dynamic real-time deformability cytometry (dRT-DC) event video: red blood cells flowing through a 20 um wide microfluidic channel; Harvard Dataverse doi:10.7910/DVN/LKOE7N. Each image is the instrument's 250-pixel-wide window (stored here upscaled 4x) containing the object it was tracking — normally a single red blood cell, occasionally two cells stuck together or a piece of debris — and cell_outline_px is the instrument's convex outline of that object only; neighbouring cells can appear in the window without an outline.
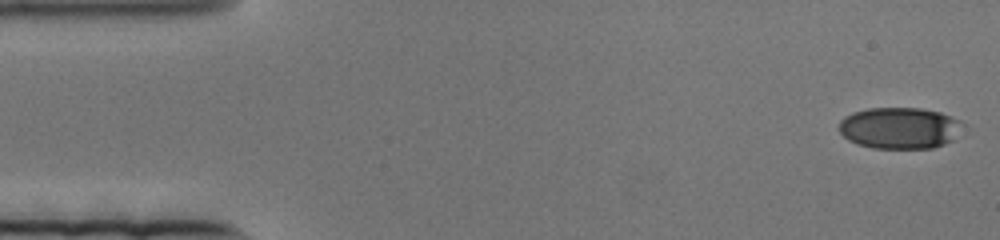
{"species": "human", "species_latin": "Homo sapiens", "temperature_condition": "cold", "stored_images_in_passage": 81, "camera_frame_rate_fps": 3000, "um_per_image_px": 0.085, "donor": {"sex": "female"}, "frame": {"image": 1, "passage_image": 1, "time_ms": 0.0, "image_size_px": [1000, 240], "cell_outline_px": [[960, 120], [956, 140], [932, 148], [872, 148], [856, 144], [848, 140], [836, 128], [840, 120], [844, 116], [852, 112], [868, 108], [920, 108], [940, 112], [952, 116]], "centroid_in_image_um": [76.41, 10.88], "position_along_channel_um": 8.6, "area_um2": 30.11}}
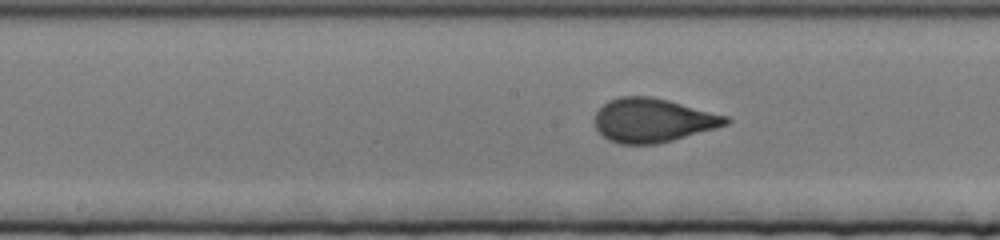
{"frame": {"image": 2, "passage_image": 39, "time_ms": 12.667, "image_size_px": [1000, 240], "cell_outline_px": [[732, 120], [728, 124], [716, 128], [672, 140], [656, 144], [620, 144], [608, 140], [596, 128], [596, 112], [608, 100], [620, 96], [652, 96], [668, 100], [728, 116]], "centroid_in_image_um": [55.5, 10.22], "position_along_channel_um": 192.7, "area_um2": 33.41}}
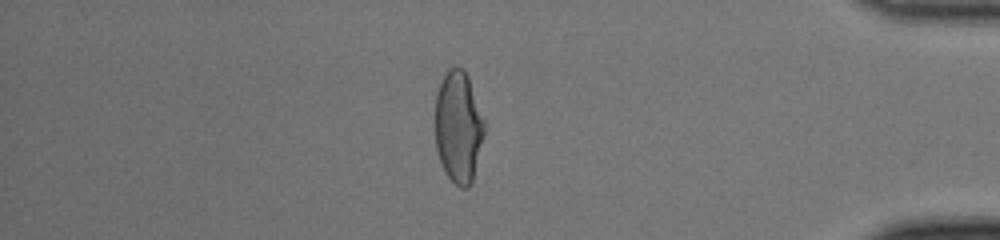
{"frame": {"image": 3, "passage_image": 69, "time_ms": 22.667, "image_size_px": [1000, 240], "cell_outline_px": [[484, 136], [472, 180], [468, 188], [460, 188], [444, 172], [436, 148], [436, 92], [444, 76], [452, 68], [464, 68], [468, 76], [484, 120]], "centroid_in_image_um": [38.97, 10.81], "position_along_channel_um": 396.2, "area_um2": 31.62}}